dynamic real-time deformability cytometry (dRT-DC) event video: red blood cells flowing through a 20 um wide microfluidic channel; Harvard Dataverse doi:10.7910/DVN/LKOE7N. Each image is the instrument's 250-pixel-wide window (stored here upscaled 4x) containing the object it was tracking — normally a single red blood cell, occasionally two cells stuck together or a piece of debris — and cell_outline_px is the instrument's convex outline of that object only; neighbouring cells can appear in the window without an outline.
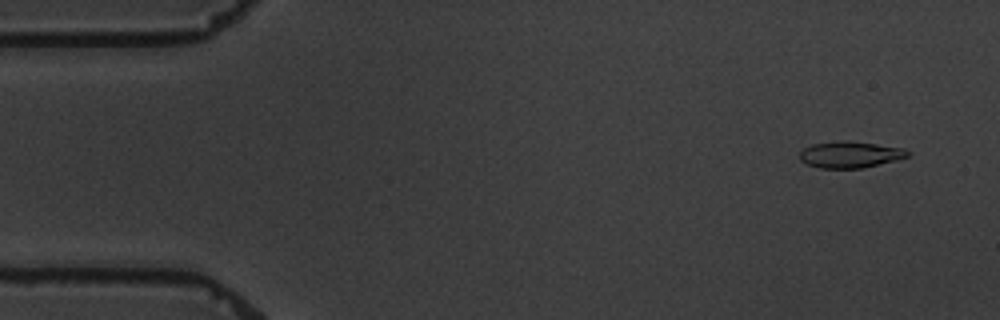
{"species": "common noctule bat (a hibernating species)", "species_latin": "Nyctalus noctula", "temperature_condition": "warm", "stored_images_in_passage": 5, "camera_frame_rate_fps": 3000, "um_per_image_px": 0.085, "animal": {"sex": "male", "body_mass_g": 19.5, "forearm_length_mm": 54.6}, "frame": {"image": 1, "passage_image": 1, "time_ms": 0.0, "image_size_px": [1000, 320], "cell_outline_px": [[912, 152], [908, 156], [896, 160], [864, 168], [820, 168], [808, 164], [800, 160], [800, 152], [804, 148], [812, 144], [844, 140], [848, 140], [904, 148]], "centroid_in_image_um": [72.28, 13.13], "position_along_channel_um": 12.7, "area_um2": 16.65}}